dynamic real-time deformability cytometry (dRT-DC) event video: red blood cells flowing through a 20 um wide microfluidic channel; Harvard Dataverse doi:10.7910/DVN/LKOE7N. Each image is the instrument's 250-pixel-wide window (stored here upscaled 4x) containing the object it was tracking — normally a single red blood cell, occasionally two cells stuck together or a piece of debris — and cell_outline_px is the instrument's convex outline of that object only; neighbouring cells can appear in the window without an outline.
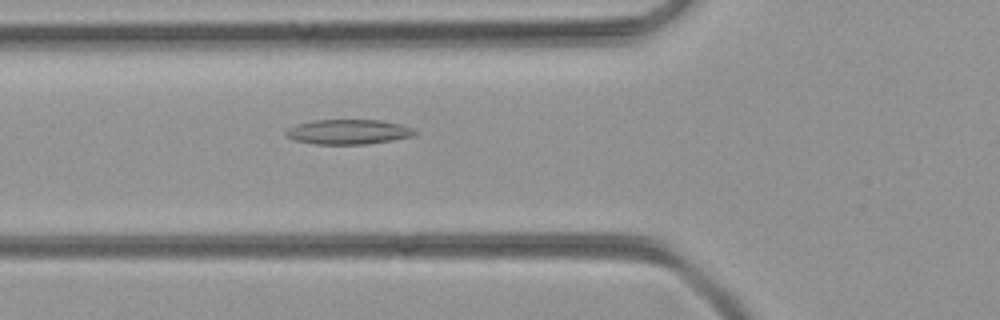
{"species": "common noctule bat (a hibernating species)", "species_latin": "Nyctalus noctula", "temperature_condition": "room temperature", "stored_images_in_passage": 30, "camera_frame_rate_fps": 3000, "um_per_image_px": 0.085, "animal": {"sex": "female", "body_mass_g": 21.9}, "frame": {"image": 1, "passage_image": 6, "time_ms": 1.667, "image_size_px": [1000, 320], "cell_outline_px": [[416, 132], [412, 136], [392, 140], [368, 144], [316, 144], [296, 140], [284, 136], [284, 132], [288, 128], [296, 124], [312, 120], [380, 120], [400, 124], [412, 128]], "centroid_in_image_um": [29.56, 11.2], "position_along_channel_um": 96.2, "area_um2": 18.61}}
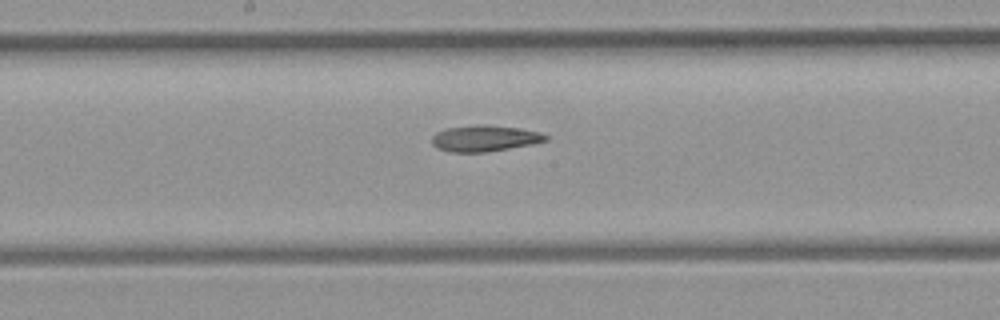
{"frame": {"image": 2, "passage_image": 14, "time_ms": 4.333, "image_size_px": [1000, 320], "cell_outline_px": [[548, 140], [532, 144], [484, 152], [452, 152], [436, 148], [432, 144], [432, 136], [436, 132], [444, 128], [476, 124], [484, 124], [520, 128], [540, 132], [548, 136]], "centroid_in_image_um": [41.16, 11.74], "position_along_channel_um": 207.0, "area_um2": 17.46}}
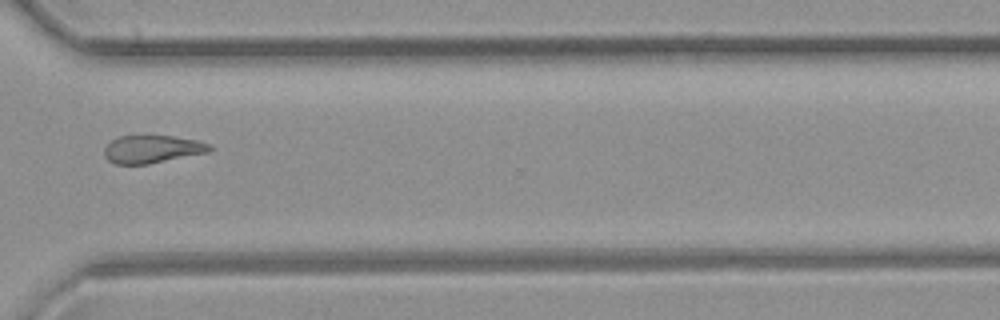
{"frame": {"image": 3, "passage_image": 25, "time_ms": 8.0, "image_size_px": [1000, 320], "cell_outline_px": [[212, 148], [208, 152], [148, 164], [116, 164], [108, 160], [104, 156], [104, 148], [112, 140], [120, 136], [172, 136], [196, 140], [212, 144]], "centroid_in_image_um": [12.93, 12.68], "position_along_channel_um": 357.7, "area_um2": 16.94}}